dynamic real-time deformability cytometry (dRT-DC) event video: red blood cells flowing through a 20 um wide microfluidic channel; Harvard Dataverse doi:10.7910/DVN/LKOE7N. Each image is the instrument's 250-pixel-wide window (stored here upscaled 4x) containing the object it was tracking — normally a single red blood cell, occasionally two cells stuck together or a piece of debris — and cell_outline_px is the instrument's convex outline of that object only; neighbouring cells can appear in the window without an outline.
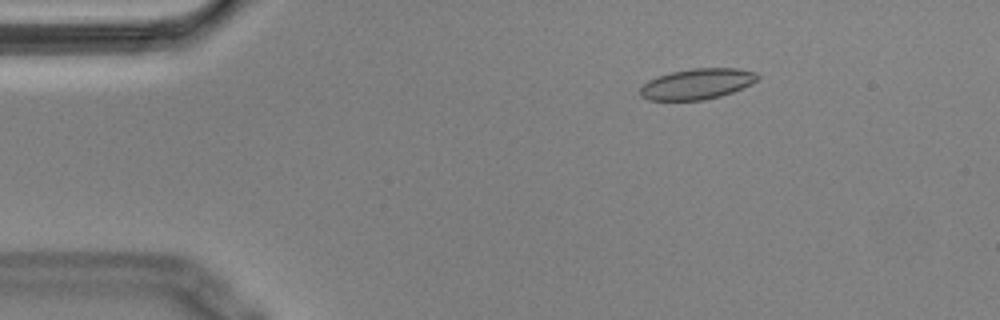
{"species": "Egyptian fruit bat (a non-hibernating species)", "species_latin": "Rousettus aegyptiacus", "temperature_condition": "cold", "stored_images_in_passage": 54, "camera_frame_rate_fps": 3000, "um_per_image_px": 0.085, "animal": {"sex": "male"}, "frame": {"image": 1, "passage_image": 8, "time_ms": 2.333, "image_size_px": [1000, 320], "cell_outline_px": [[760, 76], [752, 84], [732, 92], [720, 96], [704, 100], [648, 100], [640, 96], [640, 88], [648, 80], [656, 76], [672, 72], [692, 68], [736, 68], [756, 72]], "centroid_in_image_um": [59.25, 7.13], "position_along_channel_um": 25.8, "area_um2": 21.04}}
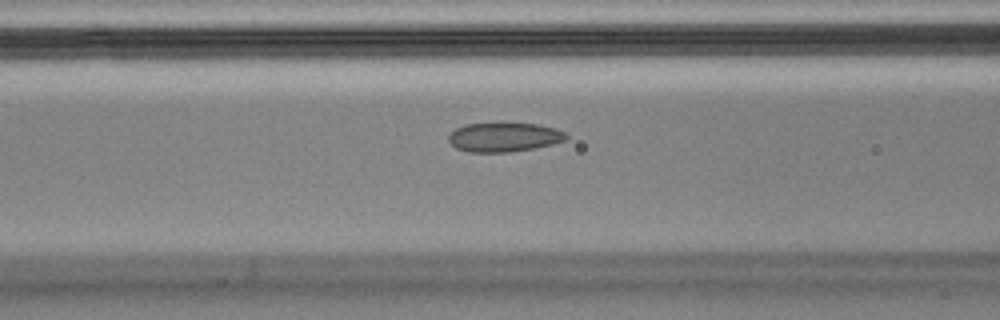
{"frame": {"image": 2, "passage_image": 21, "time_ms": 6.667, "image_size_px": [1000, 320], "cell_outline_px": [[568, 136], [564, 140], [552, 144], [536, 148], [508, 152], [468, 152], [456, 148], [448, 140], [448, 136], [456, 128], [464, 124], [536, 124], [556, 128], [564, 132]], "centroid_in_image_um": [42.83, 11.67], "position_along_channel_um": 123.8, "area_um2": 19.77}}
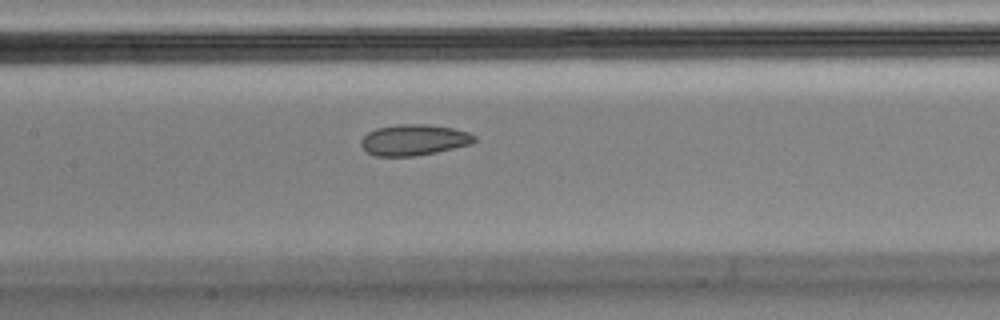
{"frame": {"image": 3, "passage_image": 25, "time_ms": 8.0, "image_size_px": [1000, 320], "cell_outline_px": [[476, 140], [472, 144], [436, 152], [416, 156], [376, 156], [368, 152], [360, 144], [360, 140], [368, 132], [376, 128], [396, 124], [428, 124], [452, 128], [468, 132], [476, 136]], "centroid_in_image_um": [35.19, 11.89], "position_along_channel_um": 172.2, "area_um2": 20.52}, "authors_computed_cell_mechanics": {"area_um2": 21.2993, "velocity_mm_per_s": 3.6175, "shape_relaxation_time_tau1_ms": null, "shape_relaxation_time_tau2_ms": 1.6782, "deformation_change_tau1": null, "deformation_change_tau2": 0.0636}}